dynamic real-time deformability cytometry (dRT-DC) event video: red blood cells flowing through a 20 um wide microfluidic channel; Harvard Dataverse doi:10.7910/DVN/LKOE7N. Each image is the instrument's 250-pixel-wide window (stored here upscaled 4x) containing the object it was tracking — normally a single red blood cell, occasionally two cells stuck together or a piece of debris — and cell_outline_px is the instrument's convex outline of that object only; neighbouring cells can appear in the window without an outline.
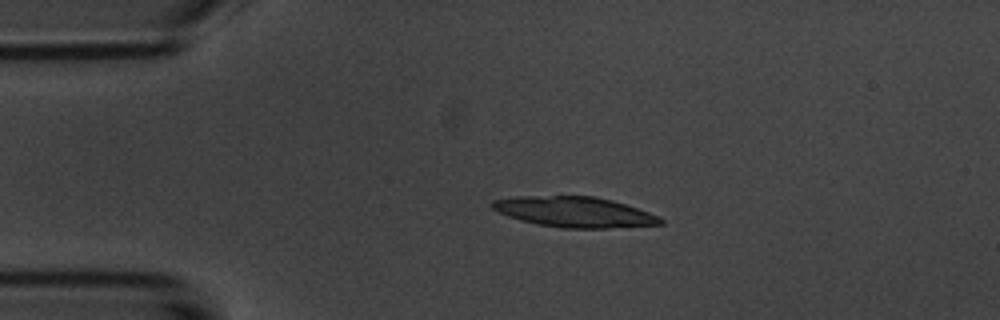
{"species": "common noctule bat (a hibernating species)", "species_latin": "Nyctalus noctula", "temperature_condition": "room temperature", "stored_images_in_passage": 3, "camera_frame_rate_fps": 3000, "um_per_image_px": 0.085, "animal": {"sex": "male", "body_mass_g": 20.1, "forearm_length_mm": 53.5}, "frame": {"image": 1, "passage_image": 2, "time_ms": 2.0, "image_size_px": [1000, 320], "cell_outline_px": [[664, 224], [608, 228], [564, 228], [536, 224], [520, 220], [508, 216], [492, 208], [488, 204], [492, 200], [516, 196], [596, 196], [612, 200], [660, 216], [664, 220]], "centroid_in_image_um": [48.81, 18.01], "position_along_channel_um": 36.2, "area_um2": 29.88}}